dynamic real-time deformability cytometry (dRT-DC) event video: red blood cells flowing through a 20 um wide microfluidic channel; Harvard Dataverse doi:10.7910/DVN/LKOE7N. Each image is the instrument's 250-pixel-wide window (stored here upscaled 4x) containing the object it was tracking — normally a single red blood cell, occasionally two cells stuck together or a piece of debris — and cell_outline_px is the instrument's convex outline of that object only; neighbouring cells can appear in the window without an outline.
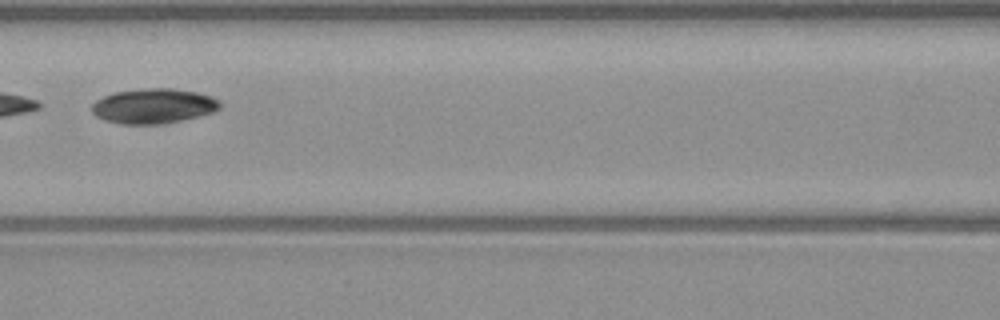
{"species": "common noctule bat (a hibernating species)", "species_latin": "Nyctalus noctula", "temperature_condition": "warm", "stored_images_in_passage": 4, "camera_frame_rate_fps": 3000, "um_per_image_px": 0.085, "animal": {"sex": "male", "body_mass_g": 23.1, "forearm_length_mm": 52.7}, "frame": {"image": 1, "passage_image": 4, "time_ms": 3.333, "image_size_px": [1000, 320], "cell_outline_px": [[224, 104], [220, 108], [212, 112], [164, 124], [120, 124], [104, 120], [96, 116], [92, 112], [92, 104], [96, 100], [112, 92], [148, 88], [176, 88], [196, 92], [212, 96], [220, 100]], "centroid_in_image_um": [13.05, 9.0], "position_along_channel_um": 153.5, "area_um2": 26.24}}